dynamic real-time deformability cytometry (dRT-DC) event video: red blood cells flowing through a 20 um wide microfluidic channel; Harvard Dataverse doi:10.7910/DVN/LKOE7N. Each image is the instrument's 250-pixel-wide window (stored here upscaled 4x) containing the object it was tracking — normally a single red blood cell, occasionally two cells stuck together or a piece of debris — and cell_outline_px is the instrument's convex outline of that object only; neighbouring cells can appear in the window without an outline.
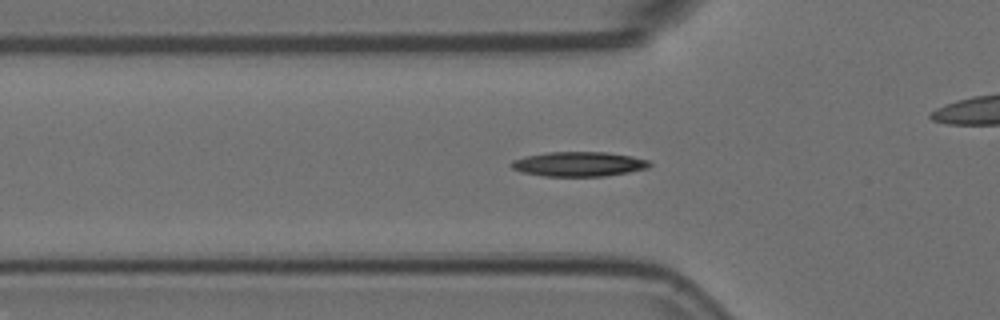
{"species": "Egyptian fruit bat (a non-hibernating species)", "species_latin": "Rousettus aegyptiacus", "temperature_condition": "room temperature", "stored_images_in_passage": 50, "camera_frame_rate_fps": 3000, "um_per_image_px": 0.085, "animal": {"sex": "female"}, "frame": {"image": 1, "passage_image": 13, "time_ms": 4.0, "image_size_px": [1000, 320], "cell_outline_px": [[652, 164], [648, 168], [628, 172], [604, 176], [544, 176], [520, 172], [512, 168], [508, 164], [512, 160], [524, 156], [548, 152], [604, 152], [632, 156], [652, 160]], "centroid_in_image_um": [49.18, 13.94], "position_along_channel_um": 76.6, "area_um2": 20.06}}
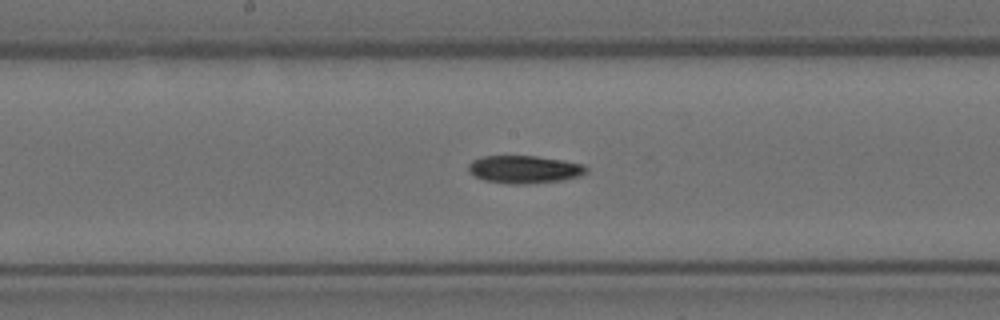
{"frame": {"image": 2, "passage_image": 23, "time_ms": 7.333, "image_size_px": [1000, 320], "cell_outline_px": [[588, 172], [580, 176], [564, 180], [528, 184], [508, 184], [484, 180], [468, 172], [468, 164], [472, 160], [484, 156], [536, 156], [564, 160], [584, 164], [588, 168]], "centroid_in_image_um": [44.6, 14.4], "position_along_channel_um": 203.6, "area_um2": 19.31}}
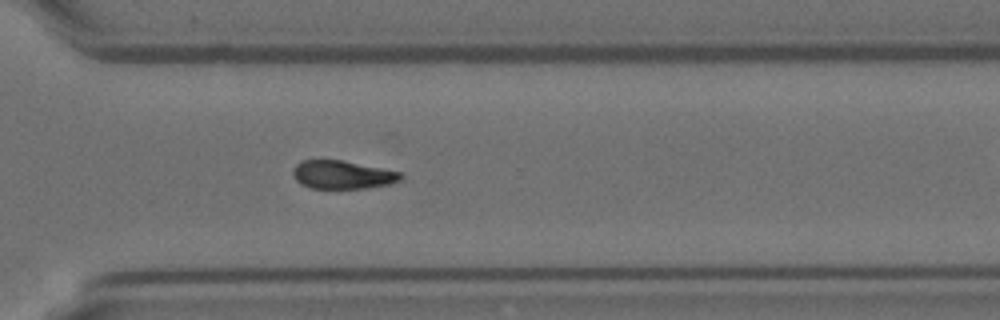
{"frame": {"image": 3, "passage_image": 34, "time_ms": 11.0, "image_size_px": [1000, 320], "cell_outline_px": [[404, 176], [400, 180], [388, 184], [368, 188], [308, 188], [300, 184], [296, 180], [292, 172], [296, 164], [304, 160], [344, 160], [400, 172]], "centroid_in_image_um": [29.09, 14.85], "position_along_channel_um": 341.5, "area_um2": 17.74}, "authors_computed_cell_mechanics": {"area_um2": 18.5249, "velocity_mm_per_s": 3.7707, "shape_relaxation_time_tau1_ms": 5.5345, "shape_relaxation_time_tau2_ms": null, "deformation_change_tau1": 0.1626, "deformation_change_tau2": null}}